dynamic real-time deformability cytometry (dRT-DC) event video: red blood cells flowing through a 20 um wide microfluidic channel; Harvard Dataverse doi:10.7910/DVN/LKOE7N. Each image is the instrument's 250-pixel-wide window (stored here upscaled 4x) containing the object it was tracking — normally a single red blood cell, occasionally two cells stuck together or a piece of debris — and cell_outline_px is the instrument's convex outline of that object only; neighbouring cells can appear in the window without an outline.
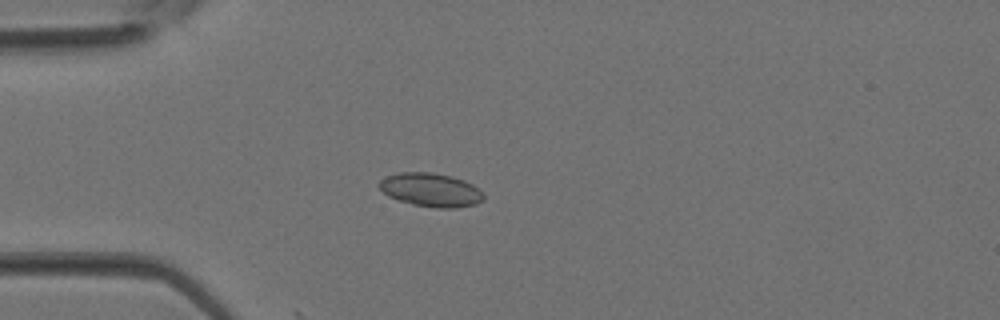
{"species": "Egyptian fruit bat (a non-hibernating species)", "species_latin": "Rousettus aegyptiacus", "temperature_condition": "room temperature", "stored_images_in_passage": 4, "camera_frame_rate_fps": 3000, "um_per_image_px": 0.085, "animal": {"sex": "female"}, "frame": {"image": 1, "passage_image": 4, "time_ms": 1.0, "image_size_px": [1000, 320], "cell_outline_px": [[484, 200], [476, 204], [456, 208], [436, 208], [412, 204], [396, 200], [388, 196], [376, 184], [380, 180], [388, 176], [400, 172], [432, 172], [452, 176], [464, 180], [472, 184], [484, 196]], "centroid_in_image_um": [36.6, 16.14], "position_along_channel_um": 48.4, "area_um2": 20.52}}